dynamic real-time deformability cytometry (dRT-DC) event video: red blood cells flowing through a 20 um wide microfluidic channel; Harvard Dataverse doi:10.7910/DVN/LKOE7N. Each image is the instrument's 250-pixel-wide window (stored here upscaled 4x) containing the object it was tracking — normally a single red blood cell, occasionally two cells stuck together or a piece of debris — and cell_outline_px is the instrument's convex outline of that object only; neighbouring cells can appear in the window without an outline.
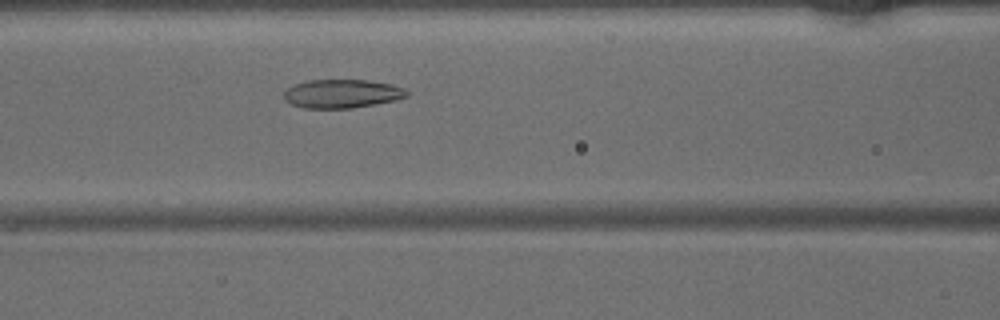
{"species": "common noctule bat (a hibernating species)", "species_latin": "Nyctalus noctula", "temperature_condition": "warm", "stored_images_in_passage": 34, "camera_frame_rate_fps": 3000, "um_per_image_px": 0.085, "animal": {"sex": "male", "body_mass_g": 15.6}, "frame": {"image": 1, "passage_image": 7, "time_ms": 2.0, "image_size_px": [1000, 320], "cell_outline_px": [[408, 96], [396, 100], [352, 108], [304, 108], [292, 104], [284, 100], [284, 92], [288, 88], [304, 80], [368, 80], [392, 84], [404, 88], [408, 92]], "centroid_in_image_um": [29.07, 7.96], "position_along_channel_um": 137.5, "area_um2": 20.52}}
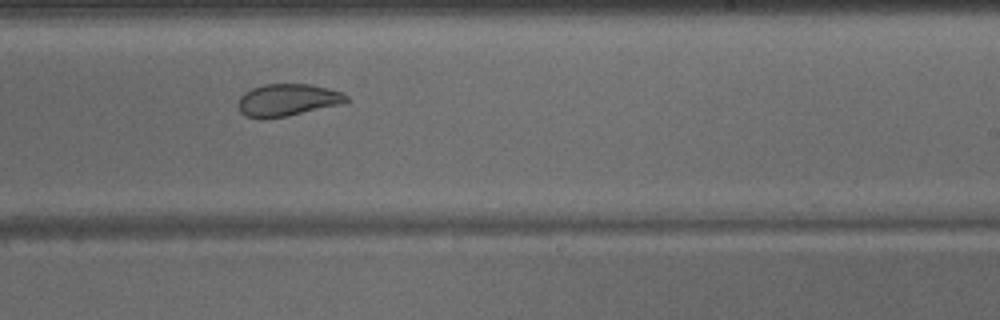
{"frame": {"image": 2, "passage_image": 16, "time_ms": 5.0, "image_size_px": [1000, 320], "cell_outline_px": [[348, 100], [344, 104], [288, 116], [260, 120], [244, 116], [240, 112], [240, 96], [244, 92], [252, 88], [264, 84], [312, 84], [344, 92], [348, 96]], "centroid_in_image_um": [24.47, 8.51], "position_along_channel_um": 264.5, "area_um2": 20.69}}
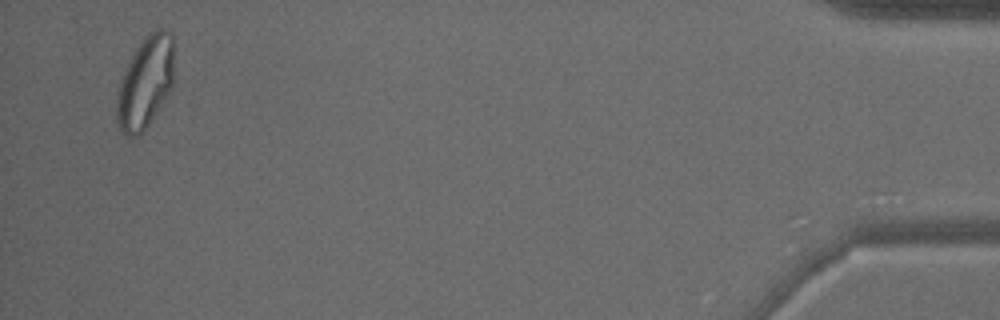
{"frame": {"image": 3, "passage_image": 33, "time_ms": 10.667, "image_size_px": [1000, 320], "cell_outline_px": [[172, 92], [148, 124], [136, 136], [128, 136], [120, 128], [116, 116], [116, 100], [120, 76], [136, 48], [148, 32], [156, 28], [164, 28], [172, 32]], "centroid_in_image_um": [12.35, 6.97], "position_along_channel_um": 422.9, "area_um2": 30.75}}